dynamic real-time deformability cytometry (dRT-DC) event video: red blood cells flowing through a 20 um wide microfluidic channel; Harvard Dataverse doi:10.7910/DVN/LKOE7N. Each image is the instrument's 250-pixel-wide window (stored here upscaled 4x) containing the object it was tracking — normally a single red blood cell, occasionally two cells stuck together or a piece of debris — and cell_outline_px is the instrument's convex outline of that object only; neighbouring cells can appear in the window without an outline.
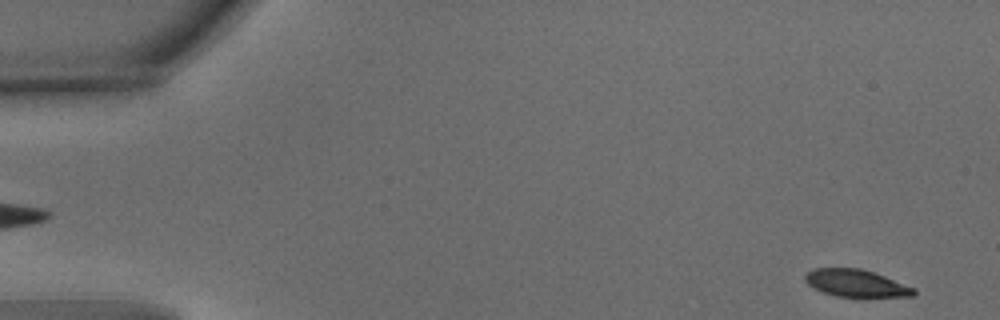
{"species": "common noctule bat (a hibernating species)", "species_latin": "Nyctalus noctula", "temperature_condition": "warm", "stored_images_in_passage": 28, "camera_frame_rate_fps": 3000, "um_per_image_px": 0.085, "animal": {"sex": "male", "body_mass_g": 15.6}, "frame": {"image": 1, "passage_image": 2, "time_ms": 0.333, "image_size_px": [1000, 320], "cell_outline_px": [[916, 292], [912, 296], [864, 300], [836, 296], [824, 292], [808, 284], [804, 280], [804, 276], [812, 268], [860, 268], [884, 276], [916, 288]], "centroid_in_image_um": [72.83, 24.13], "position_along_channel_um": 12.2, "area_um2": 18.03}}
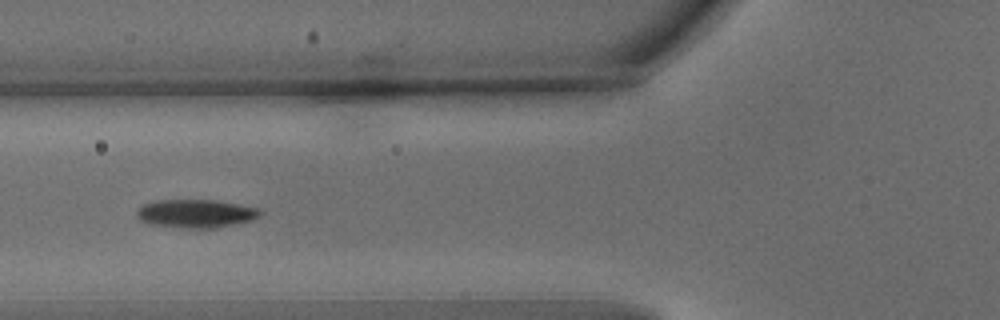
{"frame": {"image": 2, "passage_image": 20, "time_ms": 6.333, "image_size_px": [1000, 320], "cell_outline_px": [[264, 212], [260, 216], [252, 220], [216, 228], [184, 228], [152, 224], [140, 220], [136, 216], [136, 212], [144, 204], [156, 200], [212, 200], [260, 208]], "centroid_in_image_um": [16.68, 18.15], "position_along_channel_um": 109.1, "area_um2": 20.29}}
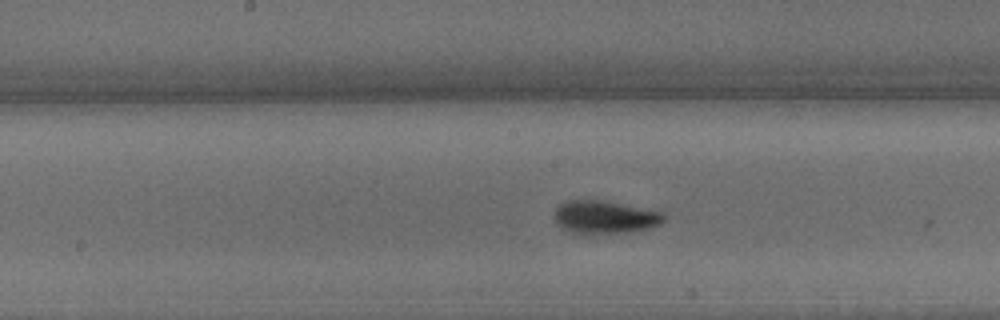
{"frame": {"image": 3, "passage_image": 27, "time_ms": 8.667, "image_size_px": [1000, 320], "cell_outline_px": [[664, 220], [660, 224], [648, 228], [628, 232], [584, 236], [568, 232], [556, 224], [556, 208], [560, 204], [568, 200], [600, 200], [664, 212]], "centroid_in_image_um": [51.37, 18.49], "position_along_channel_um": 196.8, "area_um2": 21.33}}